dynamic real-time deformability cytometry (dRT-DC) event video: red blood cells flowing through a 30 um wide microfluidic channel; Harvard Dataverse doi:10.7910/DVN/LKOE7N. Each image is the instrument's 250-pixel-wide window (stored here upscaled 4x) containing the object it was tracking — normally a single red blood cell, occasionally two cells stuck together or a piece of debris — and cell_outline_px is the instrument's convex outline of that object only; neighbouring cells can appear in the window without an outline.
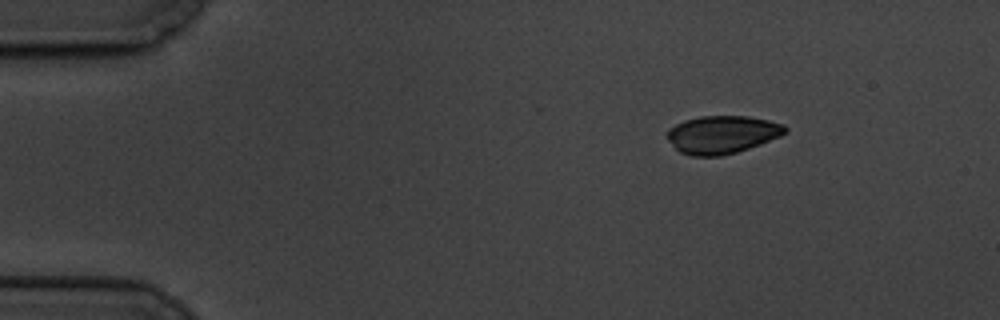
{"species": "common noctule bat (a hibernating species)", "species_latin": "Nyctalus noctula", "temperature_condition": "cold", "stored_images_in_passage": 2, "camera_frame_rate_fps": 3000, "um_per_image_px": 0.085, "animal": {"sex": "male", "body_mass_g": 19.5, "forearm_length_mm": 54.6}, "frame": {"image": 1, "passage_image": 2, "time_ms": 1.333, "image_size_px": [1000, 320], "cell_outline_px": [[788, 132], [780, 136], [760, 144], [736, 152], [720, 156], [692, 156], [680, 152], [668, 140], [668, 128], [684, 120], [700, 116], [748, 116], [768, 120], [784, 124], [788, 128]], "centroid_in_image_um": [61.4, 11.43], "position_along_channel_um": 23.6, "area_um2": 26.01}}